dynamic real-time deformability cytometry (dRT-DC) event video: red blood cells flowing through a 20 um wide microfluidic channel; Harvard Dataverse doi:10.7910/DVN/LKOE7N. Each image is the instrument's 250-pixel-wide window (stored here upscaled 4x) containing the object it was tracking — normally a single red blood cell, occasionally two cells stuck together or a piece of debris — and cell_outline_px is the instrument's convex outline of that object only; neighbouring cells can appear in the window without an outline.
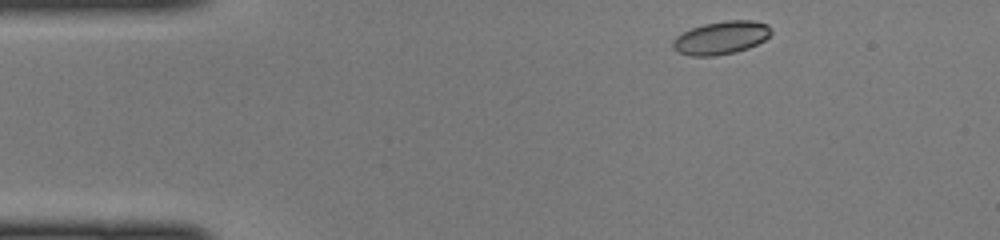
{"species": "common noctule bat (a hibernating species)", "species_latin": "Nyctalus noctula", "temperature_condition": "cold", "stored_images_in_passage": 41, "camera_frame_rate_fps": 3000, "um_per_image_px": 0.085, "animal": {"sex": "female", "body_mass_g": 22.0, "forearm_length_mm": 56.7}, "frame": {"image": 1, "passage_image": 1, "time_ms": 0.0, "image_size_px": [1000, 240], "cell_outline_px": [[772, 32], [764, 40], [748, 48], [736, 52], [716, 56], [692, 56], [680, 52], [672, 48], [672, 40], [676, 36], [692, 28], [704, 24], [728, 20], [752, 20], [768, 24], [772, 28]], "centroid_in_image_um": [61.3, 3.21], "position_along_channel_um": 23.7, "area_um2": 18.96}}
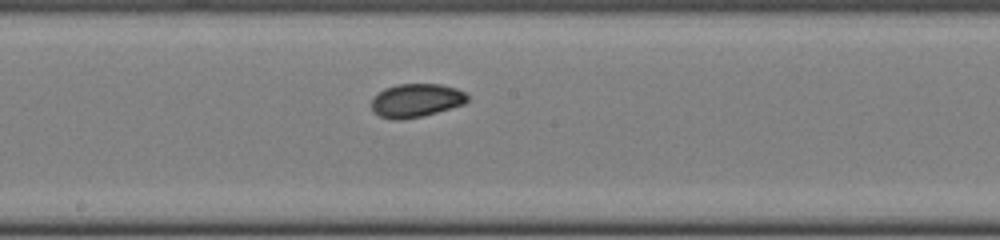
{"frame": {"image": 2, "passage_image": 19, "time_ms": 6.0, "image_size_px": [1000, 240], "cell_outline_px": [[468, 100], [464, 104], [424, 116], [400, 120], [392, 120], [380, 116], [372, 112], [372, 96], [384, 88], [396, 84], [440, 84], [456, 88], [464, 92], [468, 96]], "centroid_in_image_um": [35.34, 8.54], "position_along_channel_um": 212.9, "area_um2": 18.96}}
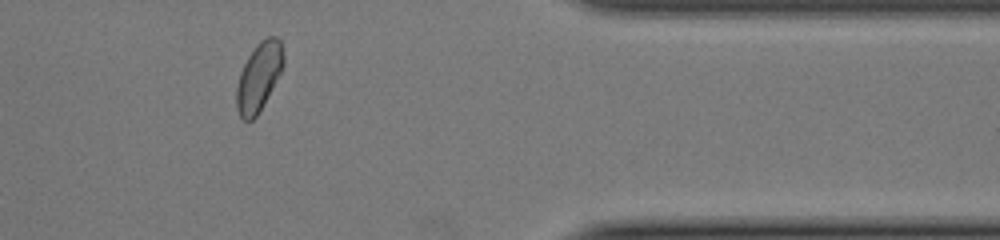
{"frame": {"image": 3, "passage_image": 33, "time_ms": 10.667, "image_size_px": [1000, 240], "cell_outline_px": [[284, 64], [272, 88], [256, 116], [252, 120], [244, 120], [240, 116], [236, 108], [236, 88], [240, 72], [248, 56], [256, 44], [260, 40], [268, 36], [276, 36], [280, 40], [284, 56]], "centroid_in_image_um": [21.99, 6.5], "position_along_channel_um": 389.4, "area_um2": 18.5}}